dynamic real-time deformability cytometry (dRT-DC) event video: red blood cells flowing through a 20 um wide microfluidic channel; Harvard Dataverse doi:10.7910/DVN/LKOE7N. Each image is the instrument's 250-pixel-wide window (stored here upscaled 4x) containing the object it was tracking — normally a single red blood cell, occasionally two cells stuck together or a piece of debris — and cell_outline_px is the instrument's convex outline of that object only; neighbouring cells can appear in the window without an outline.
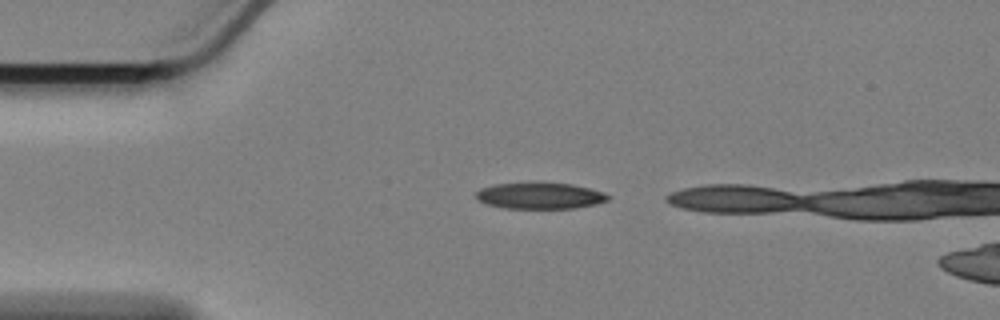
{"species": "Egyptian fruit bat (a non-hibernating species)", "species_latin": "Rousettus aegyptiacus", "temperature_condition": "cold", "stored_images_in_passage": 9, "camera_frame_rate_fps": 3000, "um_per_image_px": 0.085, "animal": {"sex": "female"}, "frame": {"image": 1, "passage_image": 1, "time_ms": 0.0, "image_size_px": [1000, 320], "cell_outline_px": [[612, 196], [608, 200], [596, 204], [576, 208], [508, 208], [488, 204], [480, 200], [476, 196], [476, 192], [480, 188], [496, 184], [532, 180], [572, 184], [604, 192]], "centroid_in_image_um": [45.92, 16.59], "position_along_channel_um": 39.1, "area_um2": 20.75}}
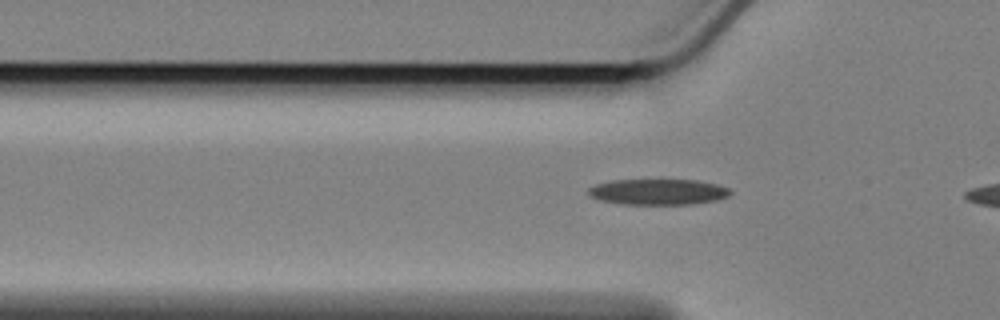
{"frame": {"image": 2, "passage_image": 6, "time_ms": 1.667, "image_size_px": [1000, 320], "cell_outline_px": [[732, 192], [728, 196], [716, 200], [692, 204], [624, 204], [600, 200], [588, 196], [588, 188], [596, 184], [612, 180], [696, 180], [716, 184], [728, 188]], "centroid_in_image_um": [55.91, 16.31], "position_along_channel_um": 69.9, "area_um2": 21.27}}